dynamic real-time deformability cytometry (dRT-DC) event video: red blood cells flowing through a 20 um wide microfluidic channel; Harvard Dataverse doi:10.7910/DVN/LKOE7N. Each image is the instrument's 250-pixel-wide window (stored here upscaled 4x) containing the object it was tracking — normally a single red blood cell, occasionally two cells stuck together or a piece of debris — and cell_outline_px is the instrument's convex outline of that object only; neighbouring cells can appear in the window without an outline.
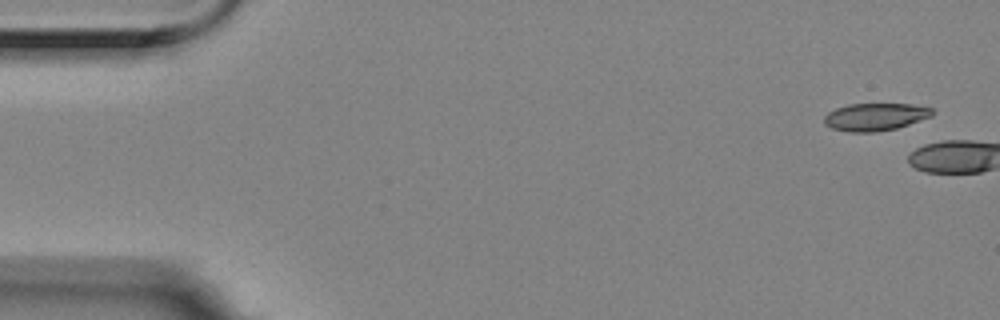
{"species": "Egyptian fruit bat (a non-hibernating species)", "species_latin": "Rousettus aegyptiacus", "temperature_condition": "room temperature", "stored_images_in_passage": 2, "camera_frame_rate_fps": 3000, "um_per_image_px": 0.085, "animal": {"sex": "female"}, "frame": {"image": 1, "passage_image": 1, "time_ms": 0.0, "image_size_px": [1000, 320], "cell_outline_px": [[936, 112], [932, 116], [896, 128], [876, 132], [848, 132], [832, 128], [824, 124], [824, 116], [828, 112], [836, 108], [848, 104], [912, 104], [932, 108]], "centroid_in_image_um": [74.39, 9.93], "position_along_channel_um": 10.6, "area_um2": 17.4}}